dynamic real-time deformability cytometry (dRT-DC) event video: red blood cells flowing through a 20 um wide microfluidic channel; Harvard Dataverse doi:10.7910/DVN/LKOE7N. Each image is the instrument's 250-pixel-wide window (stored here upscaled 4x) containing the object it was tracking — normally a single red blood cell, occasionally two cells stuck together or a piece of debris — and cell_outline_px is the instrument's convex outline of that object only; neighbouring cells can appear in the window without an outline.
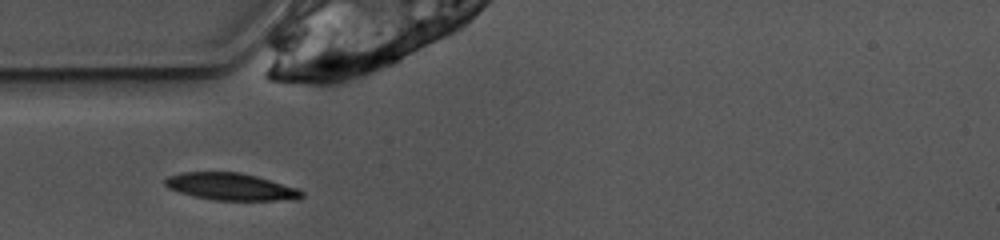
{"species": "common noctule bat (a hibernating species)", "species_latin": "Nyctalus noctula", "temperature_condition": "warm", "stored_images_in_passage": 33, "camera_frame_rate_fps": 3000, "um_per_image_px": 0.085, "animal": {"sex": "female", "body_mass_g": 10.0, "forearm_length_mm": 53.1}, "frame": {"image": 1, "passage_image": 1, "time_ms": 0.0, "image_size_px": [1000, 240], "cell_outline_px": [[304, 196], [296, 200], [216, 200], [192, 196], [168, 188], [164, 184], [164, 180], [168, 176], [180, 172], [240, 172], [256, 176], [300, 188], [304, 192]], "centroid_in_image_um": [19.65, 15.87], "position_along_channel_um": 65.3, "area_um2": 21.79}}
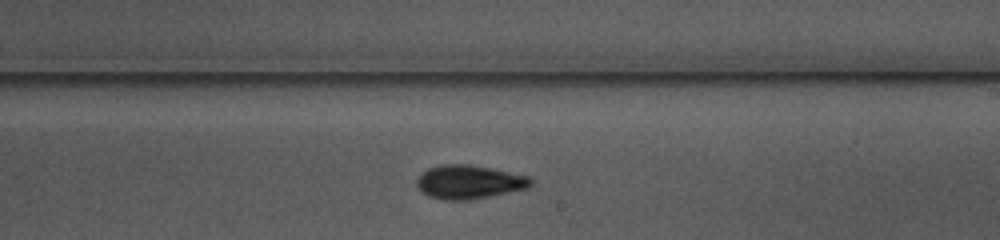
{"frame": {"image": 2, "passage_image": 15, "time_ms": 4.667, "image_size_px": [1000, 240], "cell_outline_px": [[532, 184], [528, 188], [472, 200], [444, 200], [428, 196], [420, 192], [416, 188], [416, 180], [428, 168], [440, 164], [468, 164], [532, 176]], "centroid_in_image_um": [39.86, 15.47], "position_along_channel_um": 249.1, "area_um2": 22.66}}
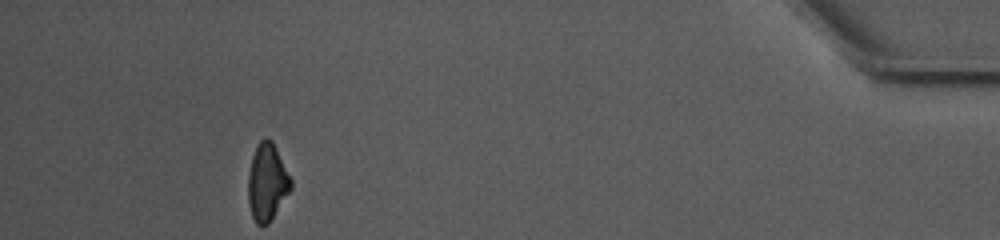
{"frame": {"image": 3, "passage_image": 33, "time_ms": 10.667, "image_size_px": [1000, 240], "cell_outline_px": [[292, 188], [268, 224], [256, 224], [252, 216], [248, 204], [248, 176], [252, 156], [260, 140], [272, 140], [292, 180]], "centroid_in_image_um": [22.7, 15.51], "position_along_channel_um": 412.5, "area_um2": 18.96}, "authors_computed_cell_mechanics": {"area_um2": 21.5016, "velocity_mm_per_s": 3.9075, "shape_relaxation_time_tau1_ms": 3.464, "shape_relaxation_time_tau2_ms": 3.9956, "deformation_change_tau1": 0.1316, "deformation_change_tau2": 0.0906}}